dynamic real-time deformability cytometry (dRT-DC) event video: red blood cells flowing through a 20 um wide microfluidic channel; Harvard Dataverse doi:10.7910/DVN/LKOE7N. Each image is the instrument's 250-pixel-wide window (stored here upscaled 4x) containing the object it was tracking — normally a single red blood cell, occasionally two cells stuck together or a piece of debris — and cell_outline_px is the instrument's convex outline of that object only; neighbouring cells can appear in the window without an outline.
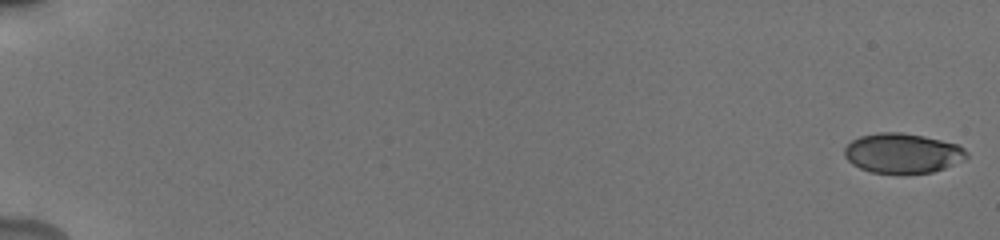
{"species": "human", "species_latin": "Homo sapiens", "temperature_condition": "cold", "stored_images_in_passage": 41, "camera_frame_rate_fps": 3000, "um_per_image_px": 0.085, "donor": {"sex": "male"}, "frame": {"image": 1, "passage_image": 1, "time_ms": 0.0, "image_size_px": [1000, 240], "cell_outline_px": [[968, 156], [964, 160], [944, 168], [932, 172], [872, 172], [860, 168], [852, 164], [844, 156], [844, 148], [852, 140], [860, 136], [876, 132], [900, 132], [924, 136], [956, 144], [964, 148], [968, 152]], "centroid_in_image_um": [76.7, 13.0], "position_along_channel_um": 8.3, "area_um2": 28.09}}
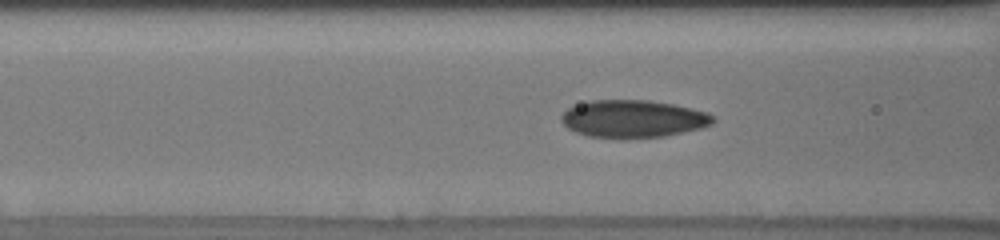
{"frame": {"image": 2, "passage_image": 25, "time_ms": 8.0, "image_size_px": [1000, 240], "cell_outline_px": [[716, 120], [712, 124], [700, 128], [664, 136], [588, 136], [576, 132], [568, 128], [560, 120], [560, 116], [568, 108], [592, 100], [648, 100], [672, 104], [692, 108], [708, 112]], "centroid_in_image_um": [53.83, 10.07], "position_along_channel_um": 112.8, "area_um2": 32.37}}
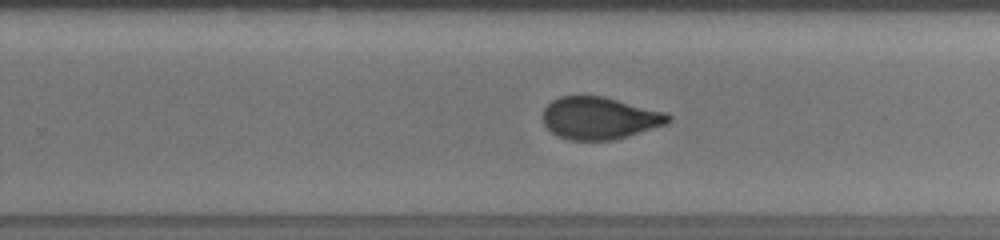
{"frame": {"image": 3, "passage_image": 38, "time_ms": 12.333, "image_size_px": [1000, 240], "cell_outline_px": [[672, 120], [668, 124], [612, 140], [568, 140], [556, 136], [544, 124], [544, 108], [552, 100], [560, 96], [604, 96], [668, 112], [672, 116]], "centroid_in_image_um": [51.0, 10.03], "position_along_channel_um": 278.8, "area_um2": 31.1}}